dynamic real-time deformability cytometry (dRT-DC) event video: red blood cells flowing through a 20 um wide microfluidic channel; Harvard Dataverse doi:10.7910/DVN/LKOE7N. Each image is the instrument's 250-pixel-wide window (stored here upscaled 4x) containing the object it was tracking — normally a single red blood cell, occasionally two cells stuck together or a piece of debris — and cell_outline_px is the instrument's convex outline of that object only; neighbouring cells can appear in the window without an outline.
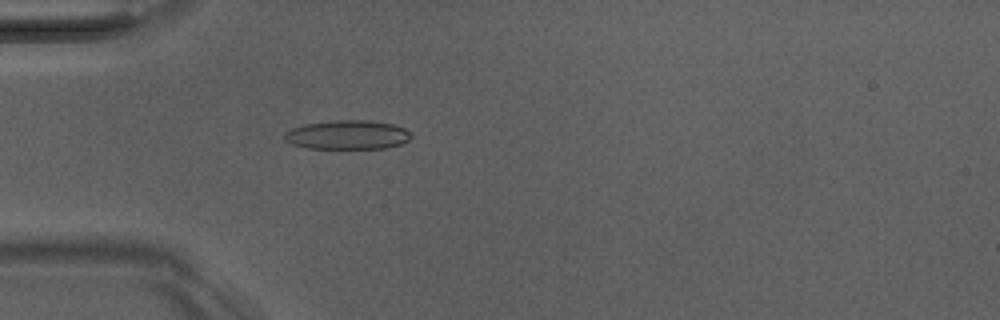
{"species": "Egyptian fruit bat (a non-hibernating species)", "species_latin": "Rousettus aegyptiacus", "temperature_condition": "room temperature", "stored_images_in_passage": 51, "camera_frame_rate_fps": 3000, "um_per_image_px": 0.085, "animal": {"sex": "male"}, "frame": {"image": 1, "passage_image": 16, "time_ms": 5.0, "image_size_px": [1000, 320], "cell_outline_px": [[412, 136], [408, 140], [400, 144], [384, 148], [308, 148], [292, 144], [284, 140], [284, 132], [292, 128], [304, 124], [340, 120], [372, 120], [392, 124], [404, 128]], "centroid_in_image_um": [29.51, 11.45], "position_along_channel_um": 55.5, "area_um2": 21.33}}
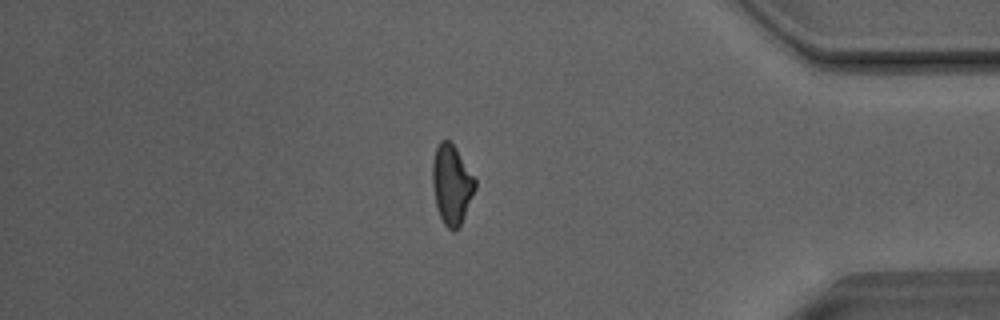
{"frame": {"image": 2, "passage_image": 44, "time_ms": 14.333, "image_size_px": [1000, 320], "cell_outline_px": [[476, 188], [460, 228], [452, 232], [444, 224], [436, 208], [432, 184], [432, 164], [436, 148], [440, 140], [448, 140], [456, 148], [476, 180]], "centroid_in_image_um": [38.39, 15.72], "position_along_channel_um": 396.8, "area_um2": 19.88}}
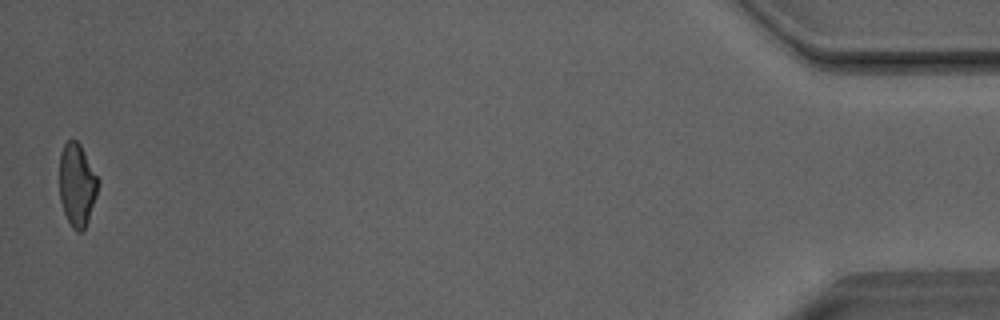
{"frame": {"image": 3, "passage_image": 51, "time_ms": 16.667, "image_size_px": [1000, 320], "cell_outline_px": [[100, 184], [88, 220], [84, 228], [80, 232], [76, 232], [72, 228], [64, 212], [60, 200], [60, 152], [64, 144], [68, 140], [76, 140], [80, 144], [100, 180]], "centroid_in_image_um": [6.56, 15.7], "position_along_channel_um": 428.6, "area_um2": 18.67}, "authors_computed_cell_mechanics": {"area_um2": 20.1722, "velocity_mm_per_s": 4.0658, "shape_relaxation_time_tau1_ms": 5.9696, "shape_relaxation_time_tau2_ms": 2.547, "deformation_change_tau1": 0.1883, "deformation_change_tau2": 0.1214}}